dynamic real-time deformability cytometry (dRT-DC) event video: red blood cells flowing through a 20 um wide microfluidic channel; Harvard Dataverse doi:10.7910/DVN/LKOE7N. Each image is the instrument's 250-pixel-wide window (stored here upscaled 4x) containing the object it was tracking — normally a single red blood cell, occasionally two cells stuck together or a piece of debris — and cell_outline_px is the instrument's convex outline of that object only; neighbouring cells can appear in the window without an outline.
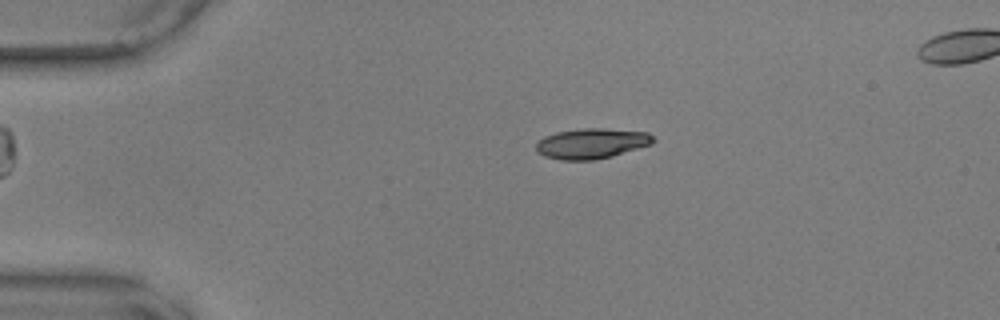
{"species": "common noctule bat (a hibernating species)", "species_latin": "Nyctalus noctula", "temperature_condition": "warm", "stored_images_in_passage": 39, "camera_frame_rate_fps": 3000, "um_per_image_px": 0.085, "animal": {"sex": "male", "body_mass_g": 17.9, "forearm_length_mm": 54.2}, "frame": {"image": 1, "passage_image": 1, "time_ms": 0.0, "image_size_px": [1000, 320], "cell_outline_px": [[656, 140], [652, 144], [612, 156], [592, 160], [560, 160], [544, 156], [536, 152], [536, 144], [544, 136], [556, 132], [584, 128], [604, 128], [648, 132]], "centroid_in_image_um": [50.28, 12.19], "position_along_channel_um": 34.7, "area_um2": 20.75}}
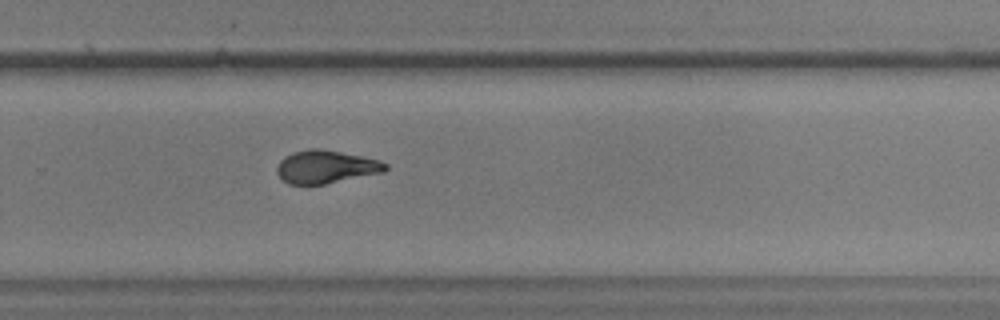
{"frame": {"image": 2, "passage_image": 27, "time_ms": 8.667, "image_size_px": [1000, 320], "cell_outline_px": [[388, 168], [384, 172], [324, 184], [288, 184], [276, 172], [276, 168], [280, 160], [284, 156], [292, 152], [312, 148], [320, 148], [380, 160], [388, 164]], "centroid_in_image_um": [27.69, 14.17], "position_along_channel_um": 302.1, "area_um2": 20.81}}
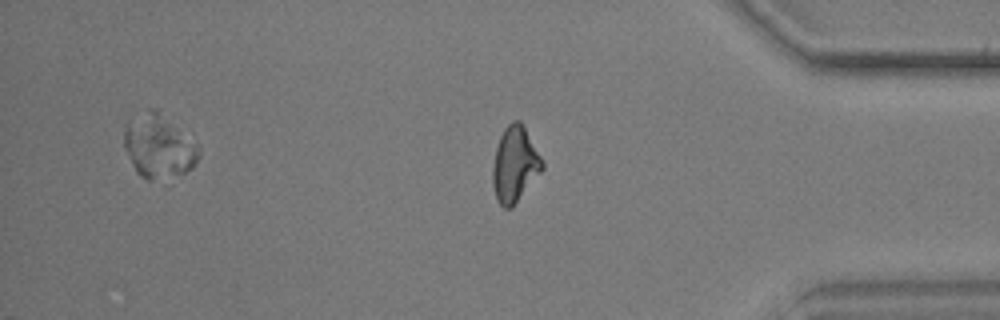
{"frame": {"image": 3, "passage_image": 36, "time_ms": 11.667, "image_size_px": [1000, 320], "cell_outline_px": [[544, 168], [512, 208], [504, 208], [496, 200], [492, 184], [492, 168], [496, 148], [500, 136], [504, 128], [512, 120], [520, 120], [540, 156], [544, 164]], "centroid_in_image_um": [43.73, 13.99], "position_along_channel_um": 391.5, "area_um2": 21.68}, "authors_computed_cell_mechanics": {"area_um2": 21.2126, "velocity_mm_per_s": 3.6038, "shape_relaxation_time_tau1_ms": 4.4015, "shape_relaxation_time_tau2_ms": 1.7749, "deformation_change_tau1": 0.1495, "deformation_change_tau2": 0.0776}}